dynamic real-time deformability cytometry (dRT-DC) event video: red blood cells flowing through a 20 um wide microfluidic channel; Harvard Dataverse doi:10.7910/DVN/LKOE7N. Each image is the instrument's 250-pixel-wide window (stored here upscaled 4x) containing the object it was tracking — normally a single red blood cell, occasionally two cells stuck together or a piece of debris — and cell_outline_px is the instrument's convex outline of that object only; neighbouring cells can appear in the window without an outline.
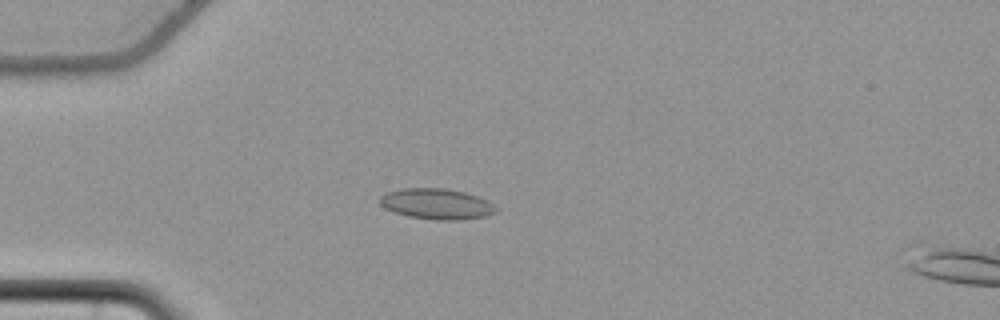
{"species": "common noctule bat (a hibernating species)", "species_latin": "Nyctalus noctula", "temperature_condition": "cold", "stored_images_in_passage": 58, "camera_frame_rate_fps": 3000, "um_per_image_px": 0.085, "animal": {"sex": "female", "body_mass_g": 22.7, "forearm_length_mm": 54.2}, "frame": {"image": 1, "passage_image": 18, "time_ms": 5.667, "image_size_px": [1000, 320], "cell_outline_px": [[496, 212], [484, 216], [460, 220], [436, 220], [408, 216], [384, 208], [380, 204], [380, 196], [388, 192], [400, 188], [444, 188], [464, 192], [488, 200], [496, 208]], "centroid_in_image_um": [37.09, 17.33], "position_along_channel_um": 47.9, "area_um2": 20.63}}
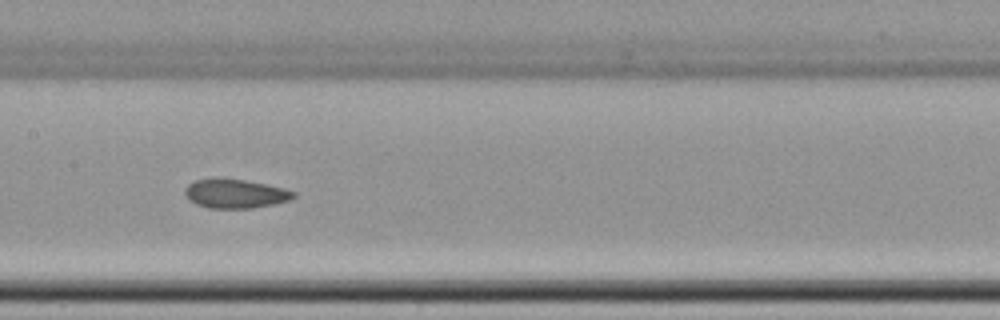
{"frame": {"image": 2, "passage_image": 31, "time_ms": 10.0, "image_size_px": [1000, 320], "cell_outline_px": [[296, 196], [288, 200], [276, 204], [252, 208], [208, 208], [196, 204], [184, 192], [184, 188], [188, 184], [196, 180], [244, 180], [284, 188], [296, 192]], "centroid_in_image_um": [20.04, 16.49], "position_along_channel_um": 187.4, "area_um2": 17.86}}
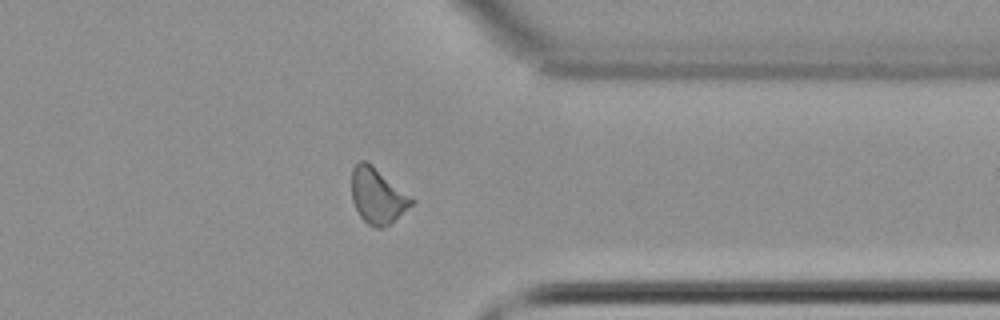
{"frame": {"image": 3, "passage_image": 47, "time_ms": 15.333, "image_size_px": [1000, 320], "cell_outline_px": [[416, 200], [412, 204], [388, 224], [380, 228], [376, 228], [368, 224], [360, 216], [352, 200], [352, 168], [360, 160], [364, 160], [372, 164], [412, 196]], "centroid_in_image_um": [32.08, 16.61], "position_along_channel_um": 379.3, "area_um2": 19.19}, "authors_computed_cell_mechanics": {"area_um2": 19.3341, "velocity_mm_per_s": 3.6972, "shape_relaxation_time_tau1_ms": null, "shape_relaxation_time_tau2_ms": 3.5499, "deformation_change_tau1": null, "deformation_change_tau2": 0.0805}}